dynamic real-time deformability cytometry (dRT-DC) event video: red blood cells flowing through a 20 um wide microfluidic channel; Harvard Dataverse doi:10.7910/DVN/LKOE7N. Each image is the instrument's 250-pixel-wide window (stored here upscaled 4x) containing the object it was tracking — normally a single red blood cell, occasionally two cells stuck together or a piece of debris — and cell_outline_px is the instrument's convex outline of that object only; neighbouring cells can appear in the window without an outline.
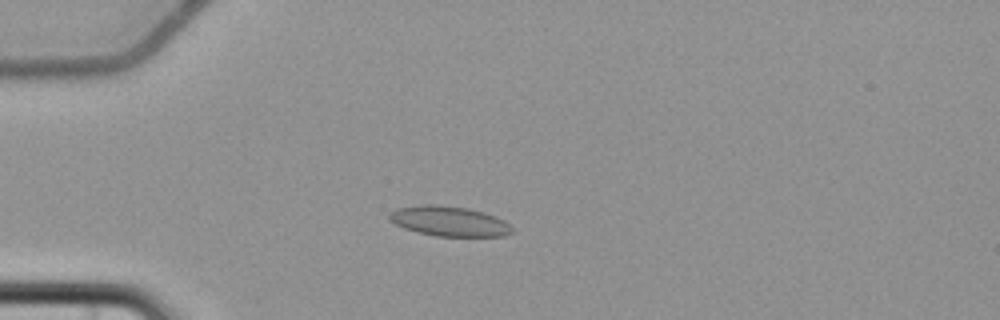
{"species": "common noctule bat (a hibernating species)", "species_latin": "Nyctalus noctula", "temperature_condition": "cold", "stored_images_in_passage": 9, "camera_frame_rate_fps": 3000, "um_per_image_px": 0.085, "animal": {"sex": "female", "body_mass_g": 22.7, "forearm_length_mm": 54.2}, "frame": {"image": 1, "passage_image": 4, "time_ms": 3.667, "image_size_px": [1000, 320], "cell_outline_px": [[512, 232], [504, 236], [436, 236], [416, 232], [404, 228], [388, 220], [388, 212], [396, 208], [420, 204], [440, 204], [468, 208], [484, 212], [496, 216], [504, 220], [512, 228]], "centroid_in_image_um": [38.13, 18.78], "position_along_channel_um": 46.9, "area_um2": 21.73}}
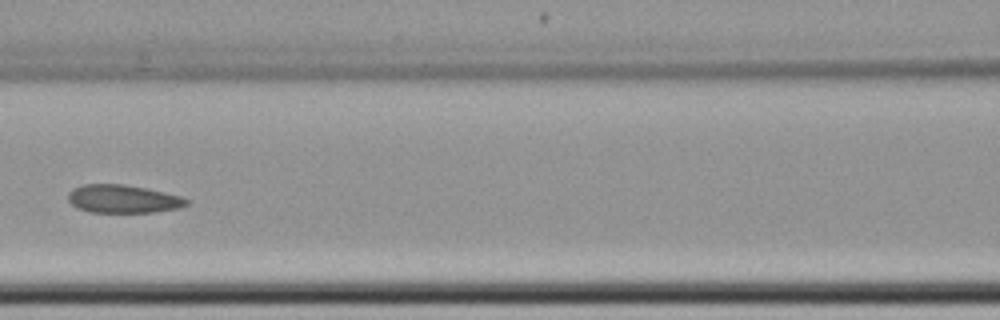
{"frame": {"image": 2, "passage_image": 7, "time_ms": 7.333, "image_size_px": [1000, 320], "cell_outline_px": [[188, 204], [180, 208], [152, 212], [88, 212], [76, 208], [68, 200], [68, 192], [72, 188], [84, 184], [124, 184], [148, 188], [180, 196], [188, 200]], "centroid_in_image_um": [10.43, 16.9], "position_along_channel_um": 156.2, "area_um2": 19.54}}
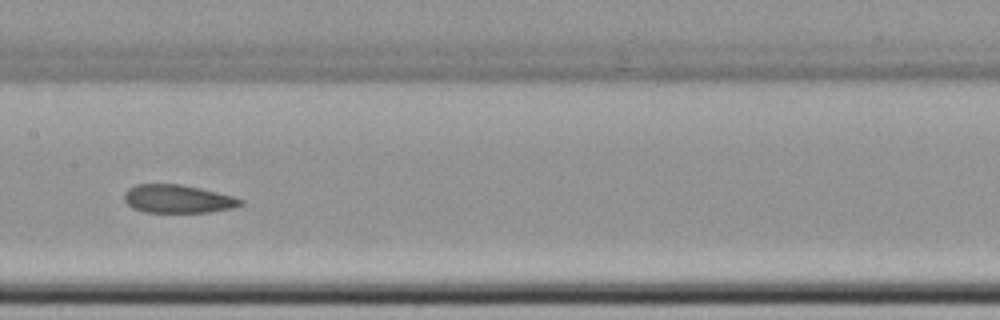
{"frame": {"image": 3, "passage_image": 8, "time_ms": 8.333, "image_size_px": [1000, 320], "cell_outline_px": [[244, 204], [232, 208], [208, 212], [144, 212], [132, 208], [124, 200], [124, 192], [128, 188], [136, 184], [180, 184], [200, 188], [232, 196], [244, 200]], "centroid_in_image_um": [15.09, 16.9], "position_along_channel_um": 192.3, "area_um2": 19.13}}